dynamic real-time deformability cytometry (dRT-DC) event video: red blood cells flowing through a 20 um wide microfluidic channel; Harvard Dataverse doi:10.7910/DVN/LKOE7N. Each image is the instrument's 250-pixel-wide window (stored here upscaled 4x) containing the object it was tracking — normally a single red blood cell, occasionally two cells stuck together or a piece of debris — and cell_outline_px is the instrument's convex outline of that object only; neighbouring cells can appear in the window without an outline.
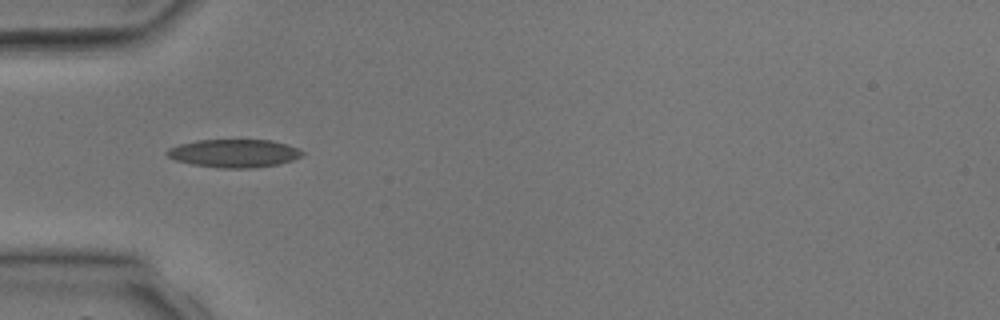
{"species": "common noctule bat (a hibernating species)", "species_latin": "Nyctalus noctula", "temperature_condition": "room temperature", "stored_images_in_passage": 2, "camera_frame_rate_fps": 3000, "um_per_image_px": 0.085, "animal": {"sex": "male", "body_mass_g": 17.9, "forearm_length_mm": 54.2}, "frame": {"image": 1, "passage_image": 2, "time_ms": 1.0, "image_size_px": [1000, 320], "cell_outline_px": [[304, 152], [300, 156], [292, 160], [280, 164], [252, 168], [216, 168], [192, 164], [176, 160], [168, 156], [164, 152], [168, 148], [180, 144], [196, 140], [272, 140], [288, 144]], "centroid_in_image_um": [19.88, 13.03], "position_along_channel_um": 65.1, "area_um2": 22.2}}